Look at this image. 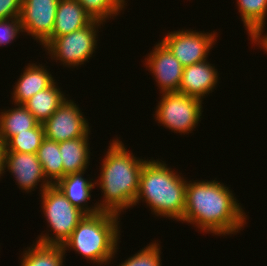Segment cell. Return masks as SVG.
<instances>
[{"mask_svg":"<svg viewBox=\"0 0 267 266\" xmlns=\"http://www.w3.org/2000/svg\"><path fill=\"white\" fill-rule=\"evenodd\" d=\"M22 32L20 17L0 19V47L12 43Z\"/></svg>","mask_w":267,"mask_h":266,"instance_id":"26","label":"cell"},{"mask_svg":"<svg viewBox=\"0 0 267 266\" xmlns=\"http://www.w3.org/2000/svg\"><path fill=\"white\" fill-rule=\"evenodd\" d=\"M22 0H0V19L20 17Z\"/></svg>","mask_w":267,"mask_h":266,"instance_id":"27","label":"cell"},{"mask_svg":"<svg viewBox=\"0 0 267 266\" xmlns=\"http://www.w3.org/2000/svg\"><path fill=\"white\" fill-rule=\"evenodd\" d=\"M37 157L44 176L51 185L63 178V163L58 142L45 137L38 148Z\"/></svg>","mask_w":267,"mask_h":266,"instance_id":"21","label":"cell"},{"mask_svg":"<svg viewBox=\"0 0 267 266\" xmlns=\"http://www.w3.org/2000/svg\"><path fill=\"white\" fill-rule=\"evenodd\" d=\"M60 0H22L20 20L24 33L41 45L51 34Z\"/></svg>","mask_w":267,"mask_h":266,"instance_id":"11","label":"cell"},{"mask_svg":"<svg viewBox=\"0 0 267 266\" xmlns=\"http://www.w3.org/2000/svg\"><path fill=\"white\" fill-rule=\"evenodd\" d=\"M160 249H162L160 244L154 240L124 262L119 263V266H162Z\"/></svg>","mask_w":267,"mask_h":266,"instance_id":"25","label":"cell"},{"mask_svg":"<svg viewBox=\"0 0 267 266\" xmlns=\"http://www.w3.org/2000/svg\"><path fill=\"white\" fill-rule=\"evenodd\" d=\"M54 82L52 73L42 64L28 63L20 78L14 83L11 93L12 103L24 104L32 96L50 87Z\"/></svg>","mask_w":267,"mask_h":266,"instance_id":"15","label":"cell"},{"mask_svg":"<svg viewBox=\"0 0 267 266\" xmlns=\"http://www.w3.org/2000/svg\"><path fill=\"white\" fill-rule=\"evenodd\" d=\"M147 55L144 66L153 74L159 93L178 92L184 70L180 61L161 41Z\"/></svg>","mask_w":267,"mask_h":266,"instance_id":"10","label":"cell"},{"mask_svg":"<svg viewBox=\"0 0 267 266\" xmlns=\"http://www.w3.org/2000/svg\"><path fill=\"white\" fill-rule=\"evenodd\" d=\"M39 195L42 212L51 230L41 233L36 242L63 245L86 214L73 206L56 185L48 186Z\"/></svg>","mask_w":267,"mask_h":266,"instance_id":"5","label":"cell"},{"mask_svg":"<svg viewBox=\"0 0 267 266\" xmlns=\"http://www.w3.org/2000/svg\"><path fill=\"white\" fill-rule=\"evenodd\" d=\"M159 159L147 160L141 170L134 206L145 202L155 216L174 219L184 216L187 180Z\"/></svg>","mask_w":267,"mask_h":266,"instance_id":"3","label":"cell"},{"mask_svg":"<svg viewBox=\"0 0 267 266\" xmlns=\"http://www.w3.org/2000/svg\"><path fill=\"white\" fill-rule=\"evenodd\" d=\"M78 106L73 99L67 98L42 124L45 137L58 143L78 137H88L91 133L89 122Z\"/></svg>","mask_w":267,"mask_h":266,"instance_id":"9","label":"cell"},{"mask_svg":"<svg viewBox=\"0 0 267 266\" xmlns=\"http://www.w3.org/2000/svg\"><path fill=\"white\" fill-rule=\"evenodd\" d=\"M85 11L94 19L106 23L110 18L114 19L120 11L125 9V0H77Z\"/></svg>","mask_w":267,"mask_h":266,"instance_id":"24","label":"cell"},{"mask_svg":"<svg viewBox=\"0 0 267 266\" xmlns=\"http://www.w3.org/2000/svg\"><path fill=\"white\" fill-rule=\"evenodd\" d=\"M27 248L23 250L20 266H64L66 253L62 245H46L33 241Z\"/></svg>","mask_w":267,"mask_h":266,"instance_id":"20","label":"cell"},{"mask_svg":"<svg viewBox=\"0 0 267 266\" xmlns=\"http://www.w3.org/2000/svg\"><path fill=\"white\" fill-rule=\"evenodd\" d=\"M5 170L13 175L19 189L27 193L34 191L40 182L41 193L51 185L44 176L37 154L6 151Z\"/></svg>","mask_w":267,"mask_h":266,"instance_id":"12","label":"cell"},{"mask_svg":"<svg viewBox=\"0 0 267 266\" xmlns=\"http://www.w3.org/2000/svg\"><path fill=\"white\" fill-rule=\"evenodd\" d=\"M264 29H258L249 40H251V43L257 47L262 48L265 53H267V33H264ZM263 34V35H262Z\"/></svg>","mask_w":267,"mask_h":266,"instance_id":"28","label":"cell"},{"mask_svg":"<svg viewBox=\"0 0 267 266\" xmlns=\"http://www.w3.org/2000/svg\"><path fill=\"white\" fill-rule=\"evenodd\" d=\"M44 138V128L39 123L35 128L14 135L6 143V151L37 154L38 148L41 146Z\"/></svg>","mask_w":267,"mask_h":266,"instance_id":"23","label":"cell"},{"mask_svg":"<svg viewBox=\"0 0 267 266\" xmlns=\"http://www.w3.org/2000/svg\"><path fill=\"white\" fill-rule=\"evenodd\" d=\"M6 143L0 139V177L4 176L5 172V154H6Z\"/></svg>","mask_w":267,"mask_h":266,"instance_id":"29","label":"cell"},{"mask_svg":"<svg viewBox=\"0 0 267 266\" xmlns=\"http://www.w3.org/2000/svg\"><path fill=\"white\" fill-rule=\"evenodd\" d=\"M214 64L208 60L184 67L179 93L196 97L203 101L204 97L212 93L220 80Z\"/></svg>","mask_w":267,"mask_h":266,"instance_id":"13","label":"cell"},{"mask_svg":"<svg viewBox=\"0 0 267 266\" xmlns=\"http://www.w3.org/2000/svg\"><path fill=\"white\" fill-rule=\"evenodd\" d=\"M232 190L216 180L187 181L184 216L181 223L217 236L237 234L248 215Z\"/></svg>","mask_w":267,"mask_h":266,"instance_id":"1","label":"cell"},{"mask_svg":"<svg viewBox=\"0 0 267 266\" xmlns=\"http://www.w3.org/2000/svg\"><path fill=\"white\" fill-rule=\"evenodd\" d=\"M88 137H78L59 142L63 163V177L67 174L86 171L90 165V144Z\"/></svg>","mask_w":267,"mask_h":266,"instance_id":"17","label":"cell"},{"mask_svg":"<svg viewBox=\"0 0 267 266\" xmlns=\"http://www.w3.org/2000/svg\"><path fill=\"white\" fill-rule=\"evenodd\" d=\"M110 145L102 159L100 176L95 180L101 189L102 201H98L100 211L120 215L133 208L139 189L140 173L148 158L136 157L129 151L120 137L110 140Z\"/></svg>","mask_w":267,"mask_h":266,"instance_id":"2","label":"cell"},{"mask_svg":"<svg viewBox=\"0 0 267 266\" xmlns=\"http://www.w3.org/2000/svg\"><path fill=\"white\" fill-rule=\"evenodd\" d=\"M202 100L179 92L162 93L153 114L158 124L181 135L192 133L202 118Z\"/></svg>","mask_w":267,"mask_h":266,"instance_id":"6","label":"cell"},{"mask_svg":"<svg viewBox=\"0 0 267 266\" xmlns=\"http://www.w3.org/2000/svg\"><path fill=\"white\" fill-rule=\"evenodd\" d=\"M65 94L56 81L50 87L32 96L23 105L39 123L43 124L68 98Z\"/></svg>","mask_w":267,"mask_h":266,"instance_id":"19","label":"cell"},{"mask_svg":"<svg viewBox=\"0 0 267 266\" xmlns=\"http://www.w3.org/2000/svg\"><path fill=\"white\" fill-rule=\"evenodd\" d=\"M93 20L77 0H60L52 34L41 45L45 48L55 37L80 30Z\"/></svg>","mask_w":267,"mask_h":266,"instance_id":"14","label":"cell"},{"mask_svg":"<svg viewBox=\"0 0 267 266\" xmlns=\"http://www.w3.org/2000/svg\"><path fill=\"white\" fill-rule=\"evenodd\" d=\"M118 219L120 215L107 211L85 215L62 245L64 252L72 249L93 265H109L119 249L121 229Z\"/></svg>","mask_w":267,"mask_h":266,"instance_id":"4","label":"cell"},{"mask_svg":"<svg viewBox=\"0 0 267 266\" xmlns=\"http://www.w3.org/2000/svg\"><path fill=\"white\" fill-rule=\"evenodd\" d=\"M85 172L67 174L55 185L73 206L83 211L86 215H91L100 212V209L97 202L94 206H88V201L91 199V193L96 187V182L90 177L89 179L84 178Z\"/></svg>","mask_w":267,"mask_h":266,"instance_id":"16","label":"cell"},{"mask_svg":"<svg viewBox=\"0 0 267 266\" xmlns=\"http://www.w3.org/2000/svg\"><path fill=\"white\" fill-rule=\"evenodd\" d=\"M0 112V139L7 143L14 135L35 128L39 122L23 104ZM7 110V111H6Z\"/></svg>","mask_w":267,"mask_h":266,"instance_id":"18","label":"cell"},{"mask_svg":"<svg viewBox=\"0 0 267 266\" xmlns=\"http://www.w3.org/2000/svg\"><path fill=\"white\" fill-rule=\"evenodd\" d=\"M102 21L93 20L88 26L55 37L44 49L49 54L52 61L56 60L64 67L75 68L84 62L93 58V53L96 52L99 28L103 26Z\"/></svg>","mask_w":267,"mask_h":266,"instance_id":"7","label":"cell"},{"mask_svg":"<svg viewBox=\"0 0 267 266\" xmlns=\"http://www.w3.org/2000/svg\"><path fill=\"white\" fill-rule=\"evenodd\" d=\"M240 19L251 37L258 29H264L267 18V0H236Z\"/></svg>","mask_w":267,"mask_h":266,"instance_id":"22","label":"cell"},{"mask_svg":"<svg viewBox=\"0 0 267 266\" xmlns=\"http://www.w3.org/2000/svg\"><path fill=\"white\" fill-rule=\"evenodd\" d=\"M217 32H202L193 29L169 31L161 42L180 61L183 67L205 61L217 40Z\"/></svg>","mask_w":267,"mask_h":266,"instance_id":"8","label":"cell"}]
</instances>
